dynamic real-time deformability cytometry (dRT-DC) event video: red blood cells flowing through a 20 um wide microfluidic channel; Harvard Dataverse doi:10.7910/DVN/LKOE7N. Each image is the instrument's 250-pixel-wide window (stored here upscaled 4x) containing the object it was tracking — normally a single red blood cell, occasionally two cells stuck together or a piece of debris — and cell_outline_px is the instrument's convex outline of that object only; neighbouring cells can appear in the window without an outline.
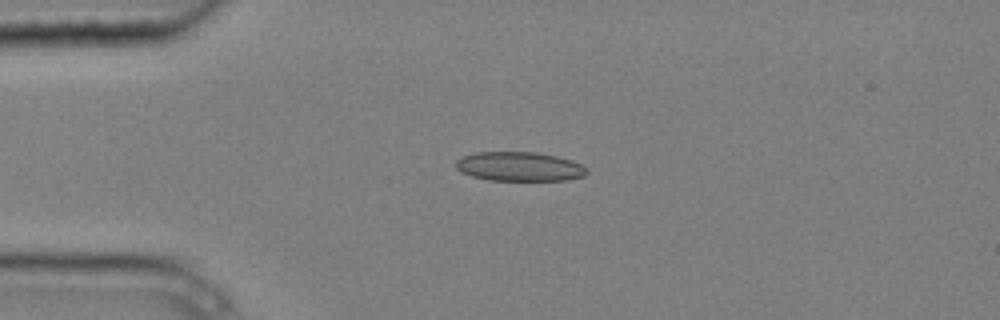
{"species": "common noctule bat (a hibernating species)", "species_latin": "Nyctalus noctula", "temperature_condition": "cold", "stored_images_in_passage": 3, "camera_frame_rate_fps": 3000, "um_per_image_px": 0.085, "animal": {"sex": "male", "body_mass_g": 20.4}, "frame": {"image": 1, "passage_image": 2, "time_ms": 0.333, "image_size_px": [1000, 320], "cell_outline_px": [[588, 172], [584, 176], [568, 180], [488, 180], [472, 176], [456, 168], [456, 160], [460, 156], [476, 152], [536, 152], [556, 156], [572, 160], [580, 164]], "centroid_in_image_um": [44.14, 14.15], "position_along_channel_um": 40.9, "area_um2": 22.25}}